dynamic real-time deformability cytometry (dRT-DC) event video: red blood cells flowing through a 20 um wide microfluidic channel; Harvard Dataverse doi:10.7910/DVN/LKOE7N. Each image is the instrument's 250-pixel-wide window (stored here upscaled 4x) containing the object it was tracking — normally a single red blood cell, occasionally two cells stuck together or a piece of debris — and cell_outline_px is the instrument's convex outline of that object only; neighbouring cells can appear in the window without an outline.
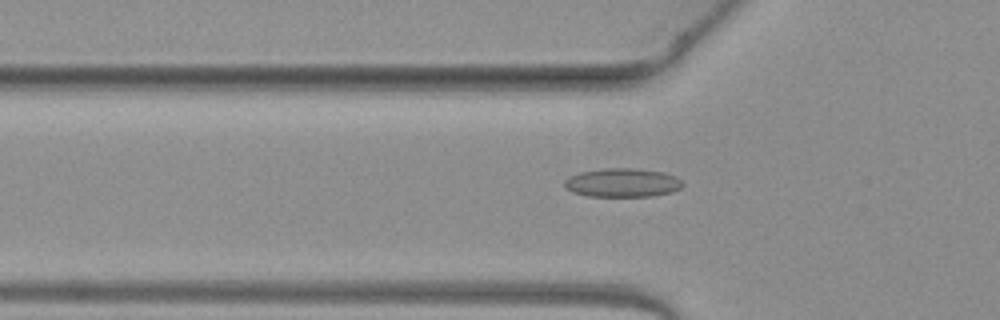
{"species": "common noctule bat (a hibernating species)", "species_latin": "Nyctalus noctula", "temperature_condition": "warm", "stored_images_in_passage": 36, "camera_frame_rate_fps": 3000, "um_per_image_px": 0.085, "animal": {"sex": "female", "body_mass_g": 19.3, "forearm_length_mm": 54.1}, "frame": {"image": 1, "passage_image": 2, "time_ms": 0.333, "image_size_px": [1000, 320], "cell_outline_px": [[684, 184], [680, 188], [672, 192], [652, 196], [588, 196], [572, 192], [564, 188], [564, 180], [568, 176], [580, 172], [604, 168], [636, 168], [664, 172], [676, 176]], "centroid_in_image_um": [52.88, 15.52], "position_along_channel_um": 72.9, "area_um2": 20.0}}
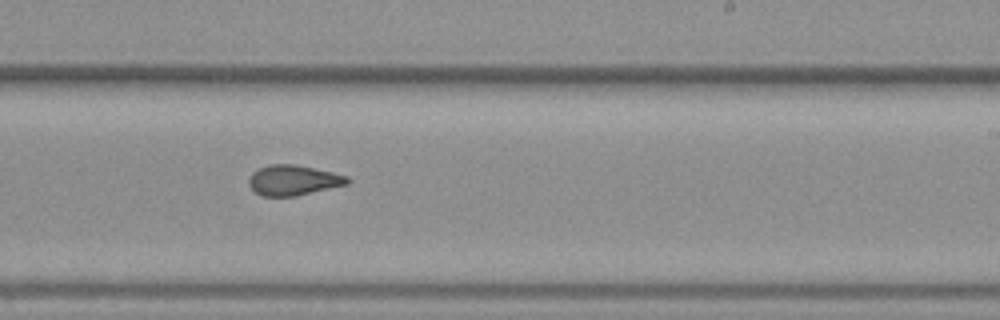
{"frame": {"image": 2, "passage_image": 16, "time_ms": 5.0, "image_size_px": [1000, 320], "cell_outline_px": [[352, 180], [348, 184], [296, 196], [260, 196], [248, 184], [248, 180], [252, 172], [260, 168], [272, 164], [292, 164], [332, 172], [348, 176]], "centroid_in_image_um": [24.94, 15.33], "position_along_channel_um": 264.1, "area_um2": 17.28}}
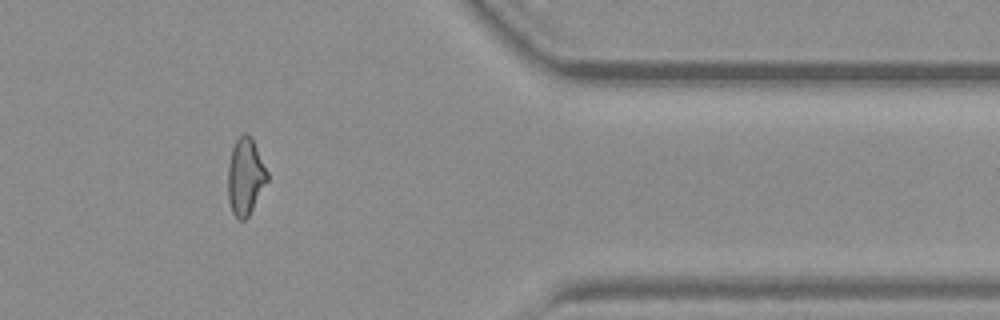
{"frame": {"image": 3, "passage_image": 27, "time_ms": 8.667, "image_size_px": [1000, 320], "cell_outline_px": [[268, 180], [248, 216], [244, 220], [240, 220], [232, 212], [228, 200], [228, 164], [232, 148], [236, 140], [244, 132], [248, 132], [252, 136], [268, 172]], "centroid_in_image_um": [20.86, 14.96], "position_along_channel_um": 390.5, "area_um2": 17.69}}